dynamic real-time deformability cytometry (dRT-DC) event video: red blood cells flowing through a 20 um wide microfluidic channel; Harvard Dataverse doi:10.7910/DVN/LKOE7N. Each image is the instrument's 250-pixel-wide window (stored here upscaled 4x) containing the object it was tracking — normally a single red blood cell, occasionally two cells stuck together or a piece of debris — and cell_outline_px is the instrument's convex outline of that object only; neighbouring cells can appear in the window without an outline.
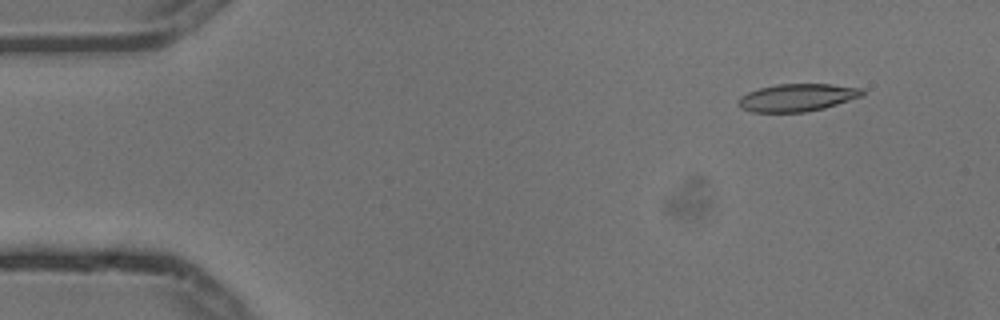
{"species": "common noctule bat (a hibernating species)", "species_latin": "Nyctalus noctula", "temperature_condition": "cold", "stored_images_in_passage": 4, "camera_frame_rate_fps": 3000, "um_per_image_px": 0.085, "animal": {"sex": "male", "body_mass_g": 13.3}, "frame": {"image": 1, "passage_image": 2, "time_ms": 0.333, "image_size_px": [1000, 320], "cell_outline_px": [[864, 96], [824, 108], [804, 112], [752, 112], [740, 108], [736, 104], [740, 96], [748, 92], [760, 88], [776, 84], [832, 84], [864, 88]], "centroid_in_image_um": [67.77, 8.29], "position_along_channel_um": 17.2, "area_um2": 20.11}}